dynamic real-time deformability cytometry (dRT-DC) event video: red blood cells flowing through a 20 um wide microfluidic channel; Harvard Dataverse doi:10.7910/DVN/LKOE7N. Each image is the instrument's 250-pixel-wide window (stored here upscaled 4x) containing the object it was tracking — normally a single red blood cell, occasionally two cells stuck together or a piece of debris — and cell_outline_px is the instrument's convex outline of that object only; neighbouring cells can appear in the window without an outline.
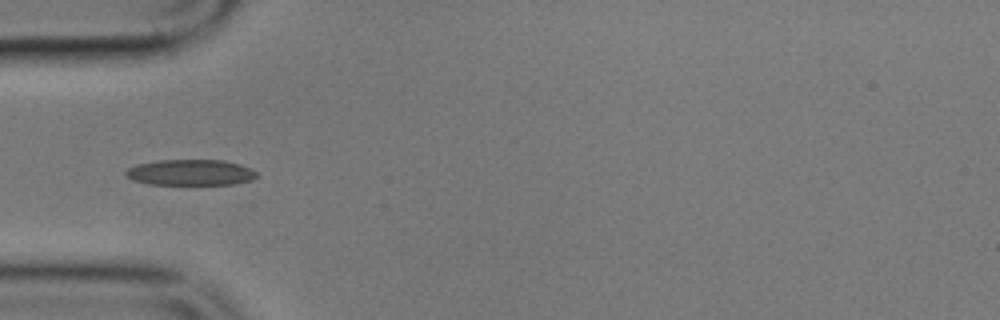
{"species": "common noctule bat (a hibernating species)", "species_latin": "Nyctalus noctula", "temperature_condition": "cold", "stored_images_in_passage": 6, "camera_frame_rate_fps": 3000, "um_per_image_px": 0.085, "animal": {"sex": "male", "body_mass_g": 17.9}, "frame": {"image": 1, "passage_image": 5, "time_ms": 4.667, "image_size_px": [1000, 320], "cell_outline_px": [[256, 176], [252, 180], [232, 184], [148, 184], [132, 180], [124, 172], [128, 168], [136, 164], [160, 160], [224, 160], [240, 164], [256, 172]], "centroid_in_image_um": [16.17, 14.65], "position_along_channel_um": 68.8, "area_um2": 19.59}}
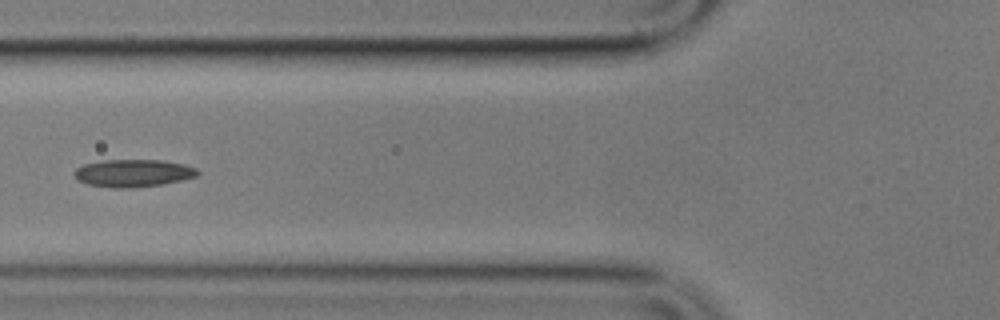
{"frame": {"image": 2, "passage_image": 6, "time_ms": 6.0, "image_size_px": [1000, 320], "cell_outline_px": [[200, 172], [196, 176], [180, 180], [160, 184], [132, 188], [116, 188], [88, 184], [76, 180], [72, 172], [76, 168], [84, 164], [104, 160], [160, 160], [184, 164], [196, 168]], "centroid_in_image_um": [11.27, 14.71], "position_along_channel_um": 114.5, "area_um2": 19.71}}